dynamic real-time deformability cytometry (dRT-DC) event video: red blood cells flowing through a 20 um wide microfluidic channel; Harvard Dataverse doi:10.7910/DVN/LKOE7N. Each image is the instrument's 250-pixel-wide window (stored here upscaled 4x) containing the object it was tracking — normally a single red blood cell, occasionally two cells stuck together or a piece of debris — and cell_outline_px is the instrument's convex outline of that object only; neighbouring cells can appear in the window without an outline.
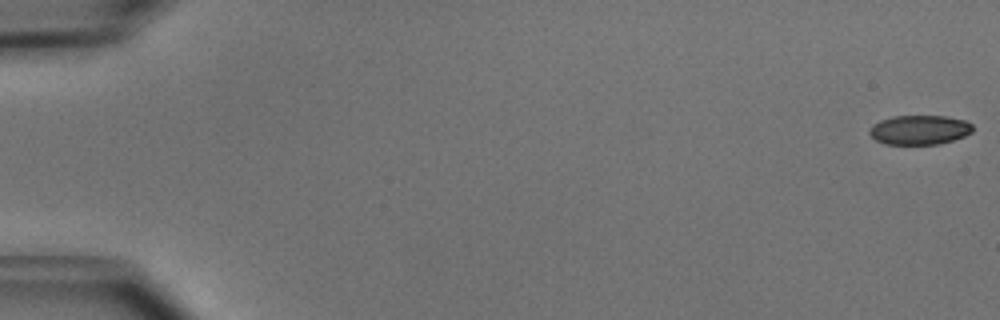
{"species": "common noctule bat (a hibernating species)", "species_latin": "Nyctalus noctula", "temperature_condition": "cold", "stored_images_in_passage": 4, "camera_frame_rate_fps": 3000, "um_per_image_px": 0.085, "animal": {"sex": "male", "body_mass_g": 15.6}, "frame": {"image": 1, "passage_image": 1, "time_ms": 0.0, "image_size_px": [1000, 320], "cell_outline_px": [[972, 132], [964, 136], [940, 144], [884, 144], [876, 140], [868, 132], [872, 124], [880, 120], [892, 116], [948, 116], [964, 120], [972, 124]], "centroid_in_image_um": [78.14, 11.03], "position_along_channel_um": 6.9, "area_um2": 17.74}}